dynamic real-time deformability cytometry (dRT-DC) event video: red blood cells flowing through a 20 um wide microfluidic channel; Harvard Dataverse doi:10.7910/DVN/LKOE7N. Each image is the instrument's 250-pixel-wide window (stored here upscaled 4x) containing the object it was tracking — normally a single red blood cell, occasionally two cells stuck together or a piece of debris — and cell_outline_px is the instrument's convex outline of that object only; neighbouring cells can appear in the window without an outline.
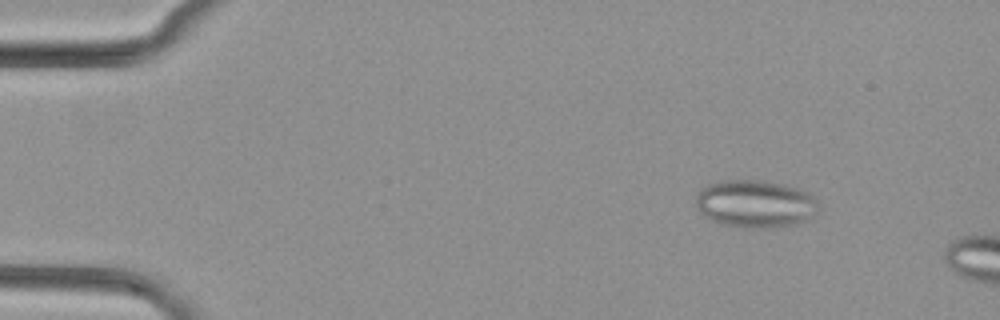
{"species": "common noctule bat (a hibernating species)", "species_latin": "Nyctalus noctula", "temperature_condition": "cold", "stored_images_in_passage": 11, "camera_frame_rate_fps": 3000, "um_per_image_px": 0.085, "animal": {"sex": "female", "body_mass_g": 29.2, "forearm_length_mm": 56.3}, "frame": {"image": 1, "passage_image": 7, "time_ms": 2.0, "image_size_px": [1000, 320], "cell_outline_px": [[816, 212], [812, 220], [796, 224], [772, 228], [744, 228], [724, 224], [712, 220], [704, 216], [696, 208], [696, 196], [700, 188], [708, 184], [720, 180], [764, 180], [784, 184], [800, 188], [808, 192], [812, 200]], "centroid_in_image_um": [64.16, 17.32], "position_along_channel_um": 20.8, "area_um2": 34.28}}